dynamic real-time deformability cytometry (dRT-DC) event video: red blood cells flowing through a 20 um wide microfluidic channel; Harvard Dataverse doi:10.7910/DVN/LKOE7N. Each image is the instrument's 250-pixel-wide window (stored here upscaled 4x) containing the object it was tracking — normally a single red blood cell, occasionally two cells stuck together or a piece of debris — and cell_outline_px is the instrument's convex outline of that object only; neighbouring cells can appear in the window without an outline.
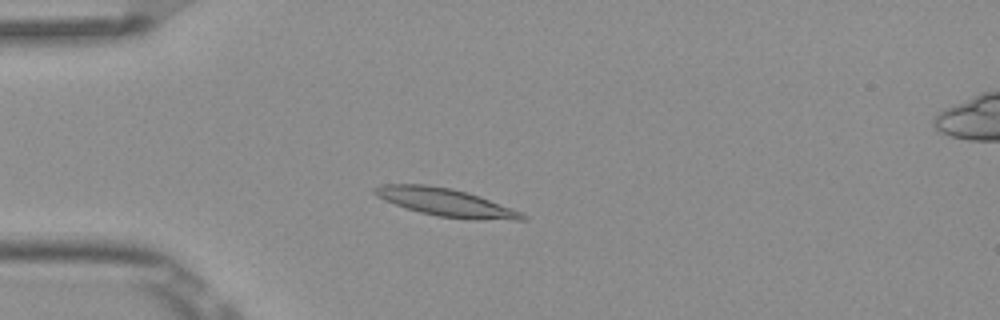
{"species": "Egyptian fruit bat (a non-hibernating species)", "species_latin": "Rousettus aegyptiacus", "temperature_condition": "room temperature", "stored_images_in_passage": 4, "camera_frame_rate_fps": 3000, "um_per_image_px": 0.085, "frame": {"image": 1, "passage_image": 4, "time_ms": 1.0, "image_size_px": [1000, 320], "cell_outline_px": [[528, 220], [468, 220], [436, 216], [420, 212], [384, 200], [376, 196], [372, 192], [372, 188], [380, 184], [424, 184], [452, 188], [468, 192], [480, 196], [520, 212], [528, 216]], "centroid_in_image_um": [37.89, 17.2], "position_along_channel_um": 47.1, "area_um2": 24.16}}